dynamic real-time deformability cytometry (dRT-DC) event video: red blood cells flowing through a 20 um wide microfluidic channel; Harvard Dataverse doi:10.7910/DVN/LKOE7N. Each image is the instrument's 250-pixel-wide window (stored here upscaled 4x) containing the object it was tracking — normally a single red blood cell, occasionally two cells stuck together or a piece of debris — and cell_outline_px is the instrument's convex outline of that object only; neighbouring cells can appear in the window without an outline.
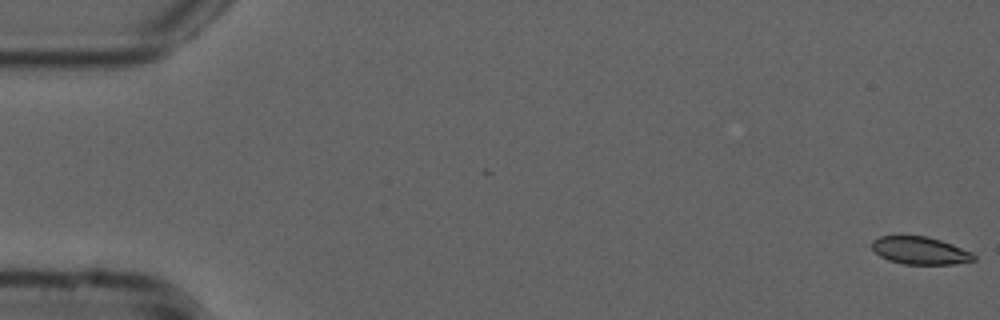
{"species": "common noctule bat (a hibernating species)", "species_latin": "Nyctalus noctula", "temperature_condition": "cold", "stored_images_in_passage": 55, "camera_frame_rate_fps": 3000, "um_per_image_px": 0.085, "animal": {"sex": "male", "forearm_length_mm": 52.5}, "frame": {"image": 1, "passage_image": 1, "time_ms": 0.0, "image_size_px": [1000, 320], "cell_outline_px": [[976, 260], [952, 264], [904, 264], [888, 260], [880, 256], [872, 248], [872, 240], [880, 236], [928, 236], [952, 244], [972, 252], [976, 256]], "centroid_in_image_um": [78.21, 21.3], "position_along_channel_um": 6.8, "area_um2": 16.36}}
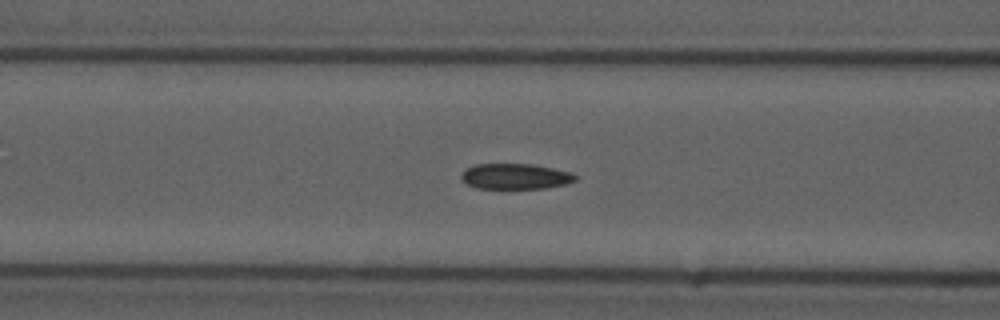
{"frame": {"image": 2, "passage_image": 22, "time_ms": 7.0, "image_size_px": [1000, 320], "cell_outline_px": [[580, 176], [576, 180], [568, 184], [544, 188], [476, 188], [460, 180], [460, 176], [468, 168], [476, 164], [532, 164], [572, 172]], "centroid_in_image_um": [43.86, 14.99], "position_along_channel_um": 122.7, "area_um2": 17.05}}
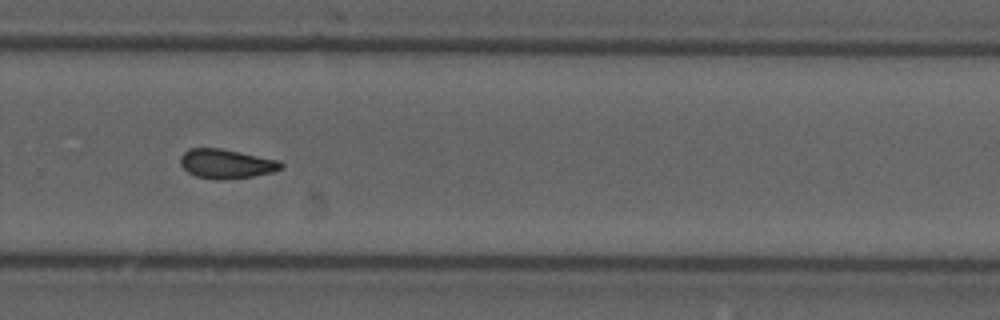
{"frame": {"image": 3, "passage_image": 37, "time_ms": 12.0, "image_size_px": [1000, 320], "cell_outline_px": [[284, 168], [272, 172], [252, 176], [220, 180], [216, 180], [196, 176], [188, 172], [180, 164], [180, 156], [188, 148], [224, 148], [280, 160], [284, 164]], "centroid_in_image_um": [19.26, 13.91], "position_along_channel_um": 310.5, "area_um2": 17.46}, "authors_computed_cell_mechanics": {"area_um2": 17.2822, "velocity_mm_per_s": 3.7712, "shape_relaxation_time_tau1_ms": null, "shape_relaxation_time_tau2_ms": 3.6535, "deformation_change_tau1": null, "deformation_change_tau2": 0.0862}}